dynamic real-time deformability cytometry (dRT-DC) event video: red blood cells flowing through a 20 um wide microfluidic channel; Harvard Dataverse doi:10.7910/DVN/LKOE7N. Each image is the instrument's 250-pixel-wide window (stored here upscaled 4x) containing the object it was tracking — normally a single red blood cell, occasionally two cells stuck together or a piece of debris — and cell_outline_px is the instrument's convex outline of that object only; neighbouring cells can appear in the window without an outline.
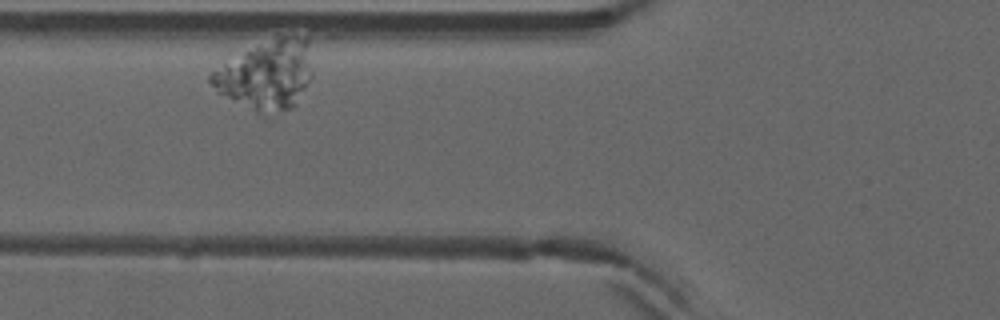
{"species": "common noctule bat (a hibernating species)", "species_latin": "Nyctalus noctula", "temperature_condition": "warm", "stored_images_in_passage": 31, "camera_frame_rate_fps": 3000, "um_per_image_px": 0.085, "animal": {"sex": "male", "forearm_length_mm": 52.5}, "frame": {"image": 1, "passage_image": 5, "time_ms": 1.333, "image_size_px": [1000, 320], "cell_outline_px": [[312, 76], [296, 104], [292, 108], [256, 112], [216, 92], [208, 80], [208, 76], [212, 72], [224, 64], [244, 52], [280, 36], [296, 36], [308, 40], [312, 72]], "centroid_in_image_um": [22.65, 6.37], "position_along_channel_um": 103.1, "area_um2": 39.59}}
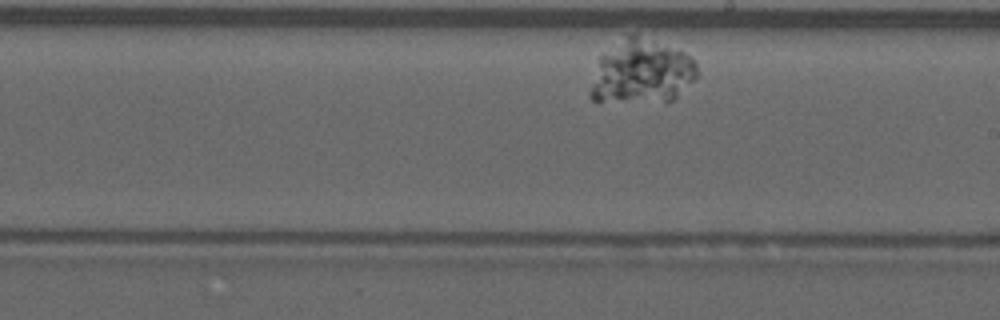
{"frame": {"image": 2, "passage_image": 19, "time_ms": 6.0, "image_size_px": [1000, 320], "cell_outline_px": [[696, 76], [672, 100], [596, 104], [592, 100], [592, 84], [600, 56], [632, 32], [636, 32], [684, 52], [696, 60]], "centroid_in_image_um": [54.53, 6.1], "position_along_channel_um": 234.5, "area_um2": 39.65}}
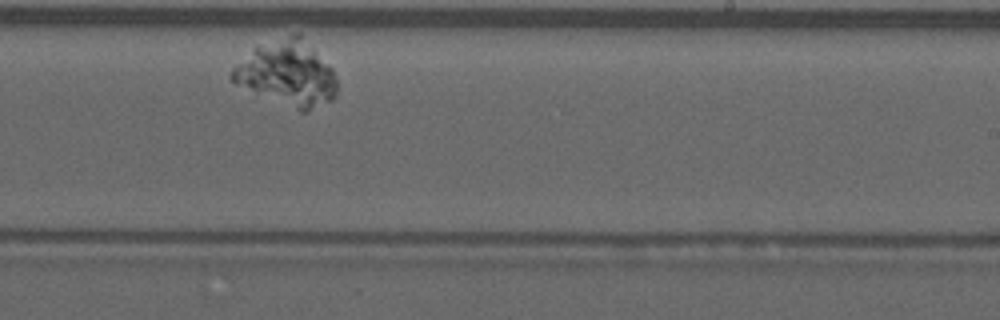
{"frame": {"image": 3, "passage_image": 22, "time_ms": 7.0, "image_size_px": [1000, 320], "cell_outline_px": [[336, 96], [332, 100], [308, 112], [300, 112], [236, 84], [228, 76], [232, 68], [256, 44], [296, 32], [300, 32], [332, 68], [336, 76]], "centroid_in_image_um": [24.42, 6.21], "position_along_channel_um": 264.6, "area_um2": 40.29}}